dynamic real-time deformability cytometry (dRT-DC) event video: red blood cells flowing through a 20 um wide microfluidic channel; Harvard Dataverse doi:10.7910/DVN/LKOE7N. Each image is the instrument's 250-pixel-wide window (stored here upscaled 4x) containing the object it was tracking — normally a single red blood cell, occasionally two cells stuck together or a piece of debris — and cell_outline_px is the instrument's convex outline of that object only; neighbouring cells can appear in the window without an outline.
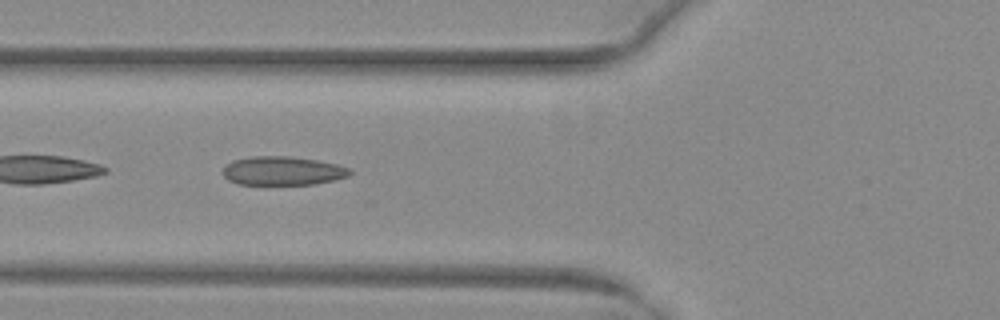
{"species": "common noctule bat (a hibernating species)", "species_latin": "Nyctalus noctula", "temperature_condition": "warm", "stored_images_in_passage": 31, "camera_frame_rate_fps": 3000, "um_per_image_px": 0.085, "animal": {"sex": "female", "body_mass_g": 29.2, "forearm_length_mm": 56.3}, "frame": {"image": 1, "passage_image": 18, "time_ms": 5.667, "image_size_px": [1000, 320], "cell_outline_px": [[352, 172], [348, 176], [332, 180], [312, 184], [236, 184], [228, 180], [220, 172], [224, 164], [232, 160], [252, 156], [288, 156], [316, 160], [336, 164], [348, 168]], "centroid_in_image_um": [23.93, 14.51], "position_along_channel_um": 101.9, "area_um2": 21.33}}